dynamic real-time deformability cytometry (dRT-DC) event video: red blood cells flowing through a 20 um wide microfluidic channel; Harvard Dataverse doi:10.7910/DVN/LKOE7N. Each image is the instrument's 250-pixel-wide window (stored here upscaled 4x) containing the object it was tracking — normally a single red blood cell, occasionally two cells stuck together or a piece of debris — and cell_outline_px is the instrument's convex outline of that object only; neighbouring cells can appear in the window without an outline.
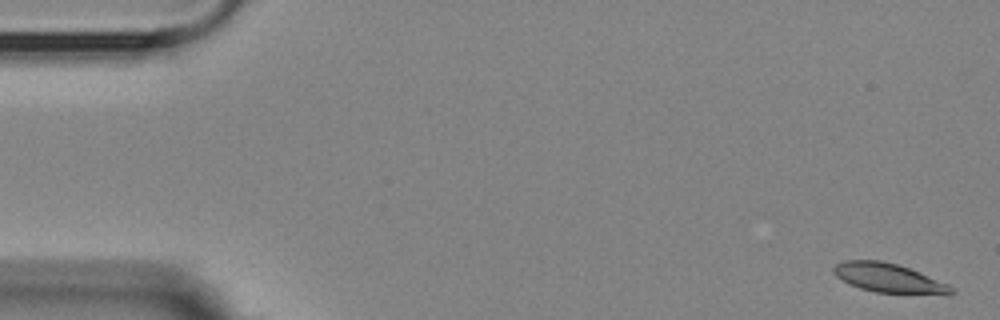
{"species": "Egyptian fruit bat (a non-hibernating species)", "species_latin": "Rousettus aegyptiacus", "temperature_condition": "room temperature", "stored_images_in_passage": 6, "camera_frame_rate_fps": 3000, "um_per_image_px": 0.085, "animal": {"sex": "female"}, "frame": {"image": 1, "passage_image": 1, "time_ms": 0.0, "image_size_px": [1000, 320], "cell_outline_px": [[956, 292], [948, 296], [876, 292], [860, 288], [848, 284], [836, 276], [832, 272], [832, 268], [836, 264], [844, 260], [880, 260], [896, 264], [920, 272], [948, 284], [956, 288]], "centroid_in_image_um": [75.61, 23.66], "position_along_channel_um": 9.4, "area_um2": 20.46}}